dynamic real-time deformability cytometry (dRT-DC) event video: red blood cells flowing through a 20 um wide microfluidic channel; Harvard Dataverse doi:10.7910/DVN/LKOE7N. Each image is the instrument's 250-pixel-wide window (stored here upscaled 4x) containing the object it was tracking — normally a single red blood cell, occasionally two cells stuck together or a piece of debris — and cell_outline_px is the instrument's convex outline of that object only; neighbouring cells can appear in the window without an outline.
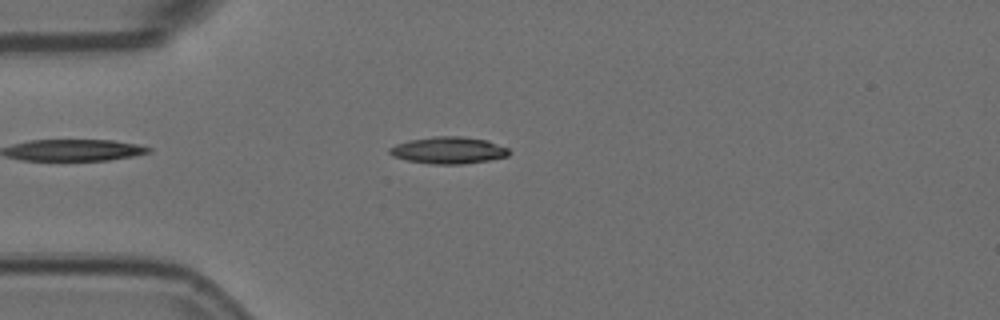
{"species": "Egyptian fruit bat (a non-hibernating species)", "species_latin": "Rousettus aegyptiacus", "temperature_condition": "room temperature", "stored_images_in_passage": 5, "camera_frame_rate_fps": 3000, "um_per_image_px": 0.085, "animal": {"sex": "female"}, "frame": {"image": 1, "passage_image": 2, "time_ms": 0.333, "image_size_px": [1000, 320], "cell_outline_px": [[512, 152], [508, 156], [488, 160], [460, 164], [432, 164], [408, 160], [392, 156], [388, 152], [388, 148], [396, 144], [408, 140], [432, 136], [460, 136], [488, 140], [508, 148]], "centroid_in_image_um": [38.12, 12.76], "position_along_channel_um": 46.9, "area_um2": 18.79}}
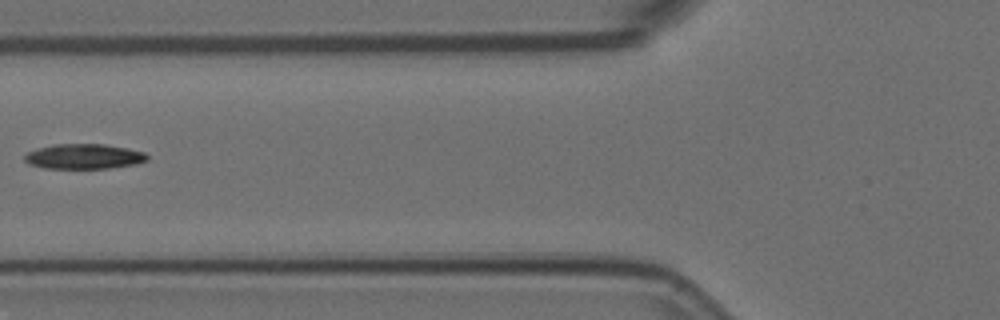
{"frame": {"image": 2, "passage_image": 4, "time_ms": 1.0, "image_size_px": [1000, 320], "cell_outline_px": [[148, 160], [136, 164], [112, 168], [44, 168], [28, 164], [24, 160], [24, 156], [28, 152], [52, 144], [104, 144], [128, 148], [144, 152], [148, 156]], "centroid_in_image_um": [7.15, 13.3], "position_along_channel_um": 118.7, "area_um2": 17.92}}
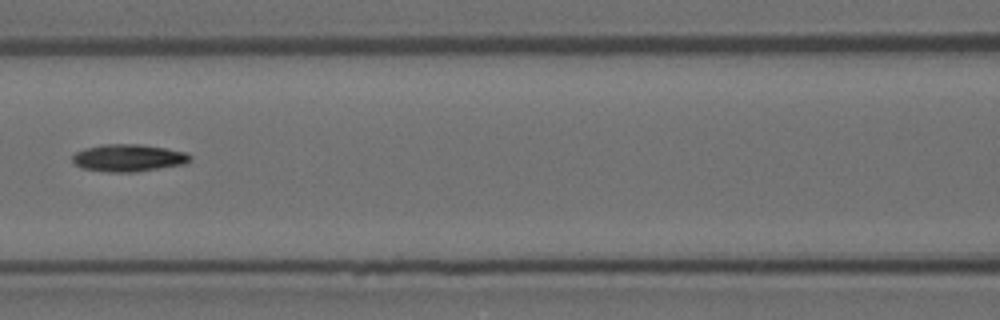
{"frame": {"image": 3, "passage_image": 5, "time_ms": 1.333, "image_size_px": [1000, 320], "cell_outline_px": [[192, 160], [184, 164], [136, 172], [108, 172], [84, 168], [76, 164], [72, 160], [72, 156], [76, 152], [84, 148], [104, 144], [140, 144], [164, 148], [184, 152], [192, 156]], "centroid_in_image_um": [10.92, 13.42], "position_along_channel_um": 155.7, "area_um2": 18.61}}